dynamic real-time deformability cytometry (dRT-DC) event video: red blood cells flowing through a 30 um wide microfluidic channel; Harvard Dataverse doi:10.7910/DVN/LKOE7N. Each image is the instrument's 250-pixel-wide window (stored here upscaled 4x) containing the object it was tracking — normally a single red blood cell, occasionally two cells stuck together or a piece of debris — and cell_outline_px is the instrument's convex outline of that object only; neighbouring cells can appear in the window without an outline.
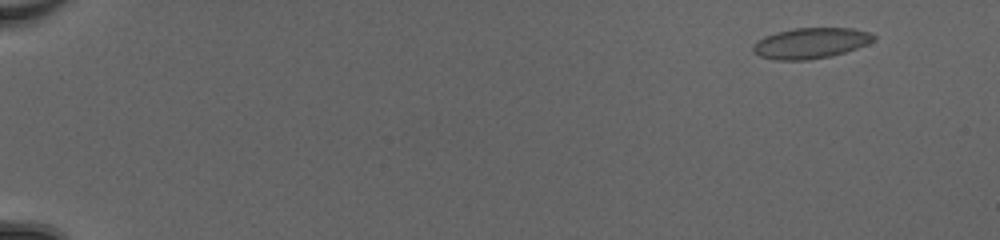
{"species": "common noctule bat (a hibernating species)", "species_latin": "Nyctalus noctula", "temperature_condition": "cold", "stored_images_in_passage": 53, "camera_frame_rate_fps": 3000, "um_per_image_px": 0.085, "animal": {"sex": "female", "body_mass_g": 20.0, "forearm_length_mm": 54.0}, "frame": {"image": 1, "passage_image": 5, "time_ms": 1.333, "image_size_px": [1000, 240], "cell_outline_px": [[876, 40], [868, 44], [832, 56], [808, 60], [776, 60], [760, 56], [752, 52], [752, 48], [764, 36], [776, 32], [792, 28], [852, 28], [868, 32], [876, 36]], "centroid_in_image_um": [68.93, 3.67], "position_along_channel_um": 16.1, "area_um2": 21.56}}
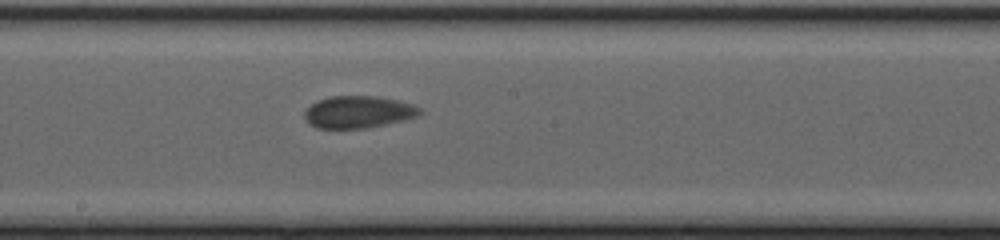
{"frame": {"image": 2, "passage_image": 32, "time_ms": 10.333, "image_size_px": [1000, 240], "cell_outline_px": [[424, 112], [420, 116], [404, 120], [364, 128], [316, 128], [304, 116], [304, 112], [316, 100], [328, 96], [376, 96], [396, 100], [412, 104], [420, 108]], "centroid_in_image_um": [30.48, 9.51], "position_along_channel_um": 217.7, "area_um2": 21.5}}
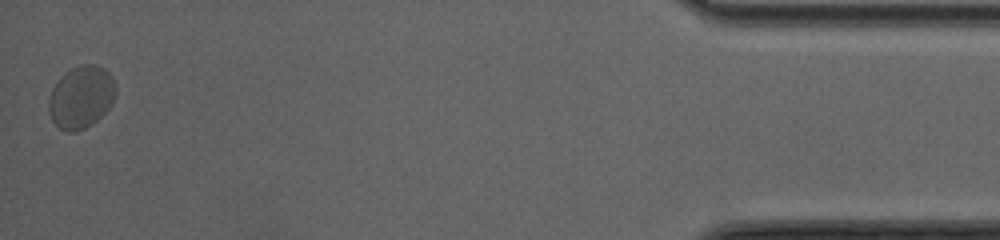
{"frame": {"image": 3, "passage_image": 53, "time_ms": 17.333, "image_size_px": [1000, 240], "cell_outline_px": [[116, 92], [112, 104], [92, 124], [76, 132], [68, 132], [60, 128], [52, 120], [48, 108], [48, 100], [52, 88], [60, 76], [64, 72], [80, 64], [96, 64], [104, 68], [112, 76], [116, 84]], "centroid_in_image_um": [6.9, 8.23], "position_along_channel_um": 428.3, "area_um2": 24.57}, "authors_computed_cell_mechanics": {"area_um2": 21.4438, "velocity_mm_per_s": 4.0758, "shape_relaxation_time_tau1_ms": 2.4981, "shape_relaxation_time_tau2_ms": null, "deformation_change_tau1": 0.0588, "deformation_change_tau2": null}}